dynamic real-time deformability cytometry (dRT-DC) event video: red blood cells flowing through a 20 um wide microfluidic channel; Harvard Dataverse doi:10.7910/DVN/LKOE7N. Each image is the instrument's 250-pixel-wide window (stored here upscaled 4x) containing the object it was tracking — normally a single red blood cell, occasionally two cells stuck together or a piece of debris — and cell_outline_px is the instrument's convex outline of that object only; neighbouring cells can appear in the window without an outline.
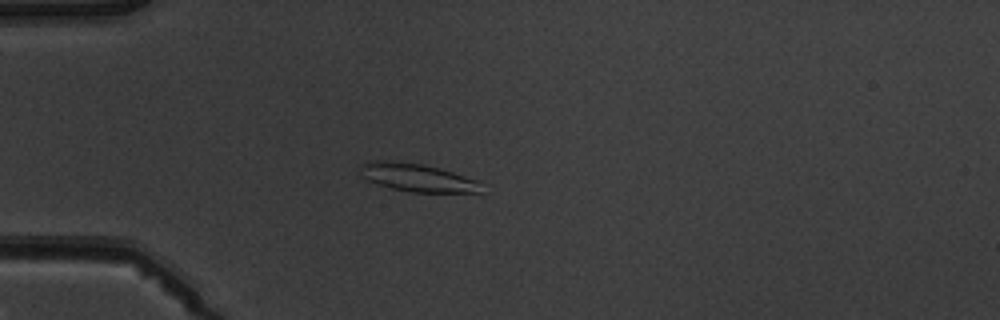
{"species": "common noctule bat (a hibernating species)", "species_latin": "Nyctalus noctula", "temperature_condition": "warm", "stored_images_in_passage": 4, "camera_frame_rate_fps": 3000, "um_per_image_px": 0.085, "animal": {"sex": "male", "body_mass_g": 19.5, "forearm_length_mm": 54.6}, "frame": {"image": 1, "passage_image": 4, "time_ms": 3.667, "image_size_px": [1000, 320], "cell_outline_px": [[480, 192], [412, 192], [392, 188], [368, 180], [364, 176], [360, 164], [368, 160], [384, 160], [424, 164], [440, 168], [476, 180]], "centroid_in_image_um": [35.41, 15.07], "position_along_channel_um": 49.6, "area_um2": 19.25}}